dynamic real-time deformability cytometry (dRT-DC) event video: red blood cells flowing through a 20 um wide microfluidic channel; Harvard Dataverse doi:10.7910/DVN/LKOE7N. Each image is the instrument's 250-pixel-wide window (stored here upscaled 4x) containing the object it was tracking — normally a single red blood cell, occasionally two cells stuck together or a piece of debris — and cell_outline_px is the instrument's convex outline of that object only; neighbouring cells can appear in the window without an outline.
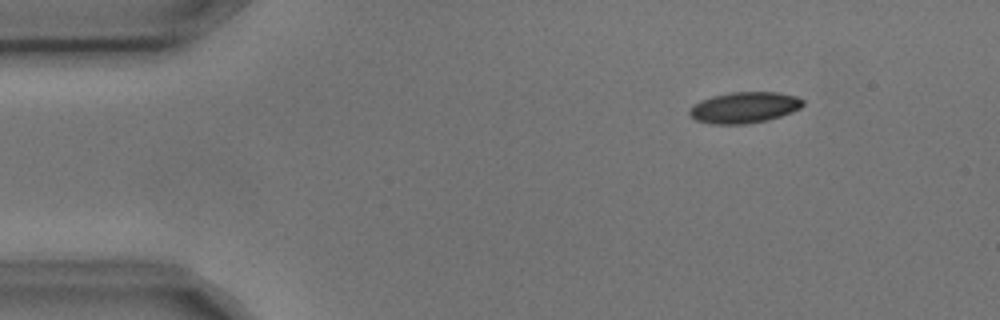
{"species": "common noctule bat (a hibernating species)", "species_latin": "Nyctalus noctula", "temperature_condition": "cold", "stored_images_in_passage": 4, "camera_frame_rate_fps": 3000, "um_per_image_px": 0.085, "animal": {"sex": "male", "body_mass_g": 17.9, "forearm_length_mm": 54.2}, "frame": {"image": 1, "passage_image": 1, "time_ms": 0.0, "image_size_px": [1000, 320], "cell_outline_px": [[804, 104], [800, 108], [792, 112], [768, 120], [744, 124], [716, 124], [696, 120], [688, 112], [688, 108], [700, 100], [712, 96], [732, 92], [776, 92], [796, 96], [804, 100]], "centroid_in_image_um": [63.27, 9.13], "position_along_channel_um": 21.7, "area_um2": 20.52}}
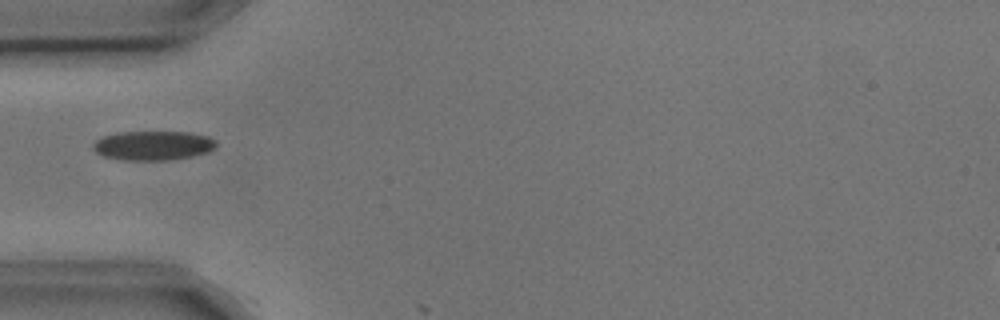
{"frame": {"image": 2, "passage_image": 4, "time_ms": 1.0, "image_size_px": [1000, 320], "cell_outline_px": [[216, 148], [208, 152], [192, 156], [168, 160], [120, 160], [104, 156], [96, 152], [92, 148], [92, 144], [96, 140], [104, 136], [116, 132], [188, 132], [208, 136], [216, 140]], "centroid_in_image_um": [13.01, 12.37], "position_along_channel_um": 72.0, "area_um2": 21.15}}